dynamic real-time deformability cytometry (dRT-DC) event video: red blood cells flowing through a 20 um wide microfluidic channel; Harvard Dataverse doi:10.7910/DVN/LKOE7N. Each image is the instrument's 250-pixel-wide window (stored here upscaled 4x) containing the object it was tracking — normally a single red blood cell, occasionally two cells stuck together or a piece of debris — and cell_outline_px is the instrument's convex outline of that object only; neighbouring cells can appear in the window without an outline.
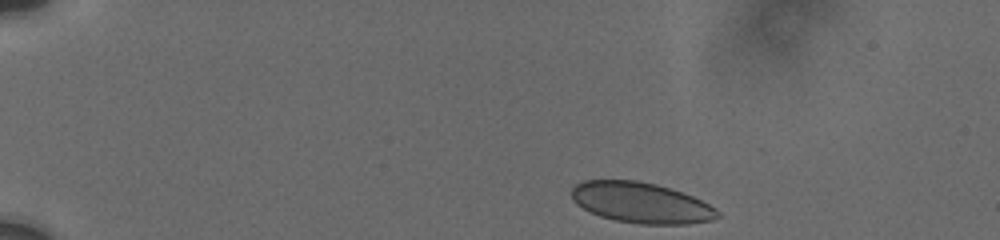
{"species": "human", "species_latin": "Homo sapiens", "temperature_condition": "cold", "stored_images_in_passage": 21, "camera_frame_rate_fps": 3000, "um_per_image_px": 0.085, "donor": {"sex": "male"}, "frame": {"image": 1, "passage_image": 1, "time_ms": 0.0, "image_size_px": [1000, 240], "cell_outline_px": [[720, 216], [712, 220], [688, 224], [640, 224], [616, 220], [600, 216], [576, 204], [572, 200], [572, 188], [576, 184], [584, 180], [636, 180], [656, 184], [692, 196], [716, 208], [720, 212]], "centroid_in_image_um": [54.49, 17.23], "position_along_channel_um": 30.5, "area_um2": 34.39}}
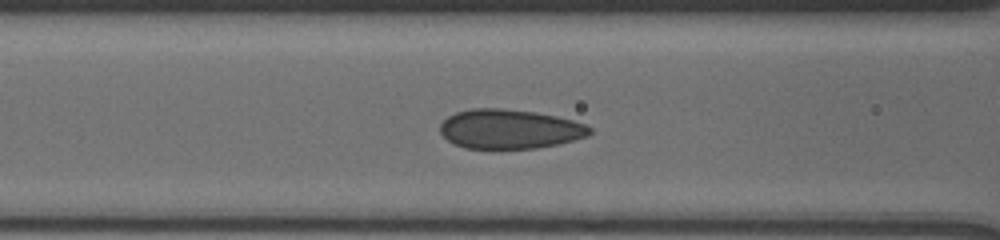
{"frame": {"image": 2, "passage_image": 12, "time_ms": 5.0, "image_size_px": [1000, 240], "cell_outline_px": [[592, 132], [588, 136], [560, 144], [536, 148], [500, 152], [464, 148], [448, 140], [440, 132], [440, 124], [448, 116], [456, 112], [472, 108], [504, 108], [536, 112], [556, 116], [572, 120], [584, 124], [592, 128]], "centroid_in_image_um": [43.31, 11.01], "position_along_channel_um": 123.3, "area_um2": 35.43}}
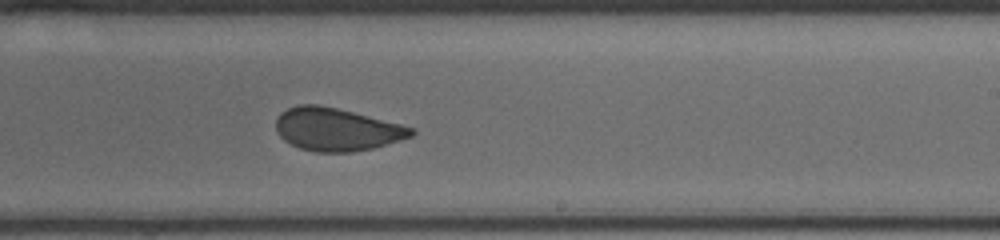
{"frame": {"image": 3, "passage_image": 21, "time_ms": 8.667, "image_size_px": [1000, 240], "cell_outline_px": [[416, 132], [412, 136], [372, 148], [352, 152], [316, 152], [300, 148], [284, 140], [276, 132], [276, 120], [280, 112], [288, 108], [300, 104], [320, 104], [416, 128]], "centroid_in_image_um": [28.59, 10.99], "position_along_channel_um": 260.4, "area_um2": 33.58}}